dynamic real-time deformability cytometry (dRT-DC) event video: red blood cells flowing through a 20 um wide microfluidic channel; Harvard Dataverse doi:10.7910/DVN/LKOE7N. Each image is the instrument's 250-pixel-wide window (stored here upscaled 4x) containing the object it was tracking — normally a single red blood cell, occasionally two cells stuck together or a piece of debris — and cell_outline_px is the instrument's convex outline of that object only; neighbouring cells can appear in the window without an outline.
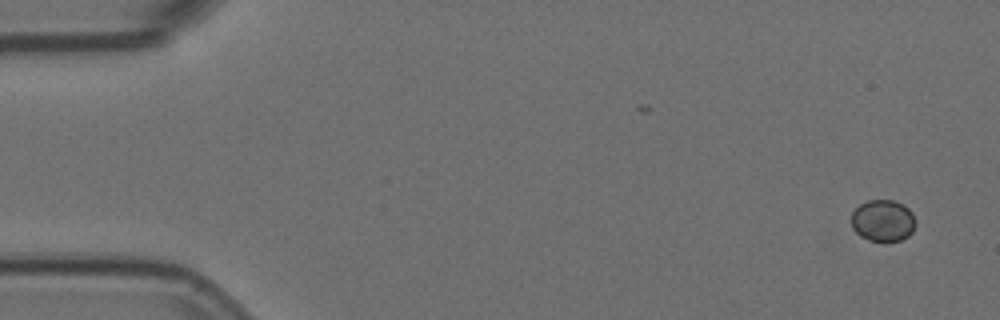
{"species": "Egyptian fruit bat (a non-hibernating species)", "species_latin": "Rousettus aegyptiacus", "temperature_condition": "room temperature", "stored_images_in_passage": 5, "camera_frame_rate_fps": 3000, "um_per_image_px": 0.085, "animal": {"sex": "female"}, "frame": {"image": 1, "passage_image": 1, "time_ms": 0.0, "image_size_px": [1000, 320], "cell_outline_px": [[916, 224], [912, 232], [908, 236], [900, 240], [868, 240], [860, 236], [852, 228], [852, 212], [860, 204], [868, 200], [892, 200], [904, 204], [912, 212], [916, 220]], "centroid_in_image_um": [75.06, 18.73], "position_along_channel_um": 9.9, "area_um2": 15.61}}
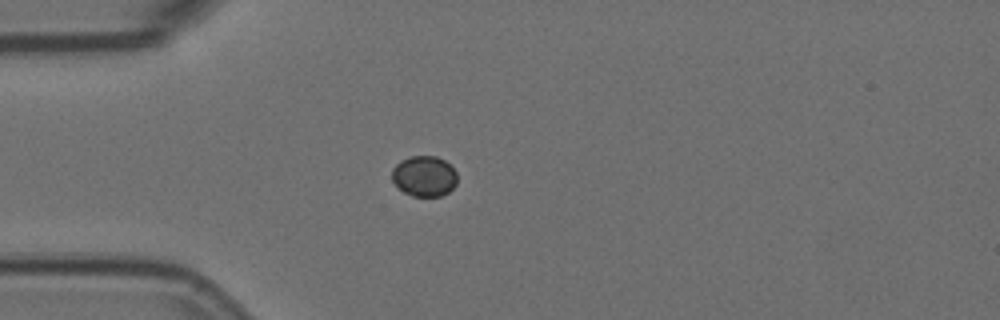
{"frame": {"image": 2, "passage_image": 4, "time_ms": 1.0, "image_size_px": [1000, 320], "cell_outline_px": [[456, 184], [448, 192], [440, 196], [412, 196], [404, 192], [392, 180], [392, 168], [400, 160], [408, 156], [436, 156], [444, 160], [456, 172]], "centroid_in_image_um": [36.04, 14.96], "position_along_channel_um": 49.0, "area_um2": 15.37}}